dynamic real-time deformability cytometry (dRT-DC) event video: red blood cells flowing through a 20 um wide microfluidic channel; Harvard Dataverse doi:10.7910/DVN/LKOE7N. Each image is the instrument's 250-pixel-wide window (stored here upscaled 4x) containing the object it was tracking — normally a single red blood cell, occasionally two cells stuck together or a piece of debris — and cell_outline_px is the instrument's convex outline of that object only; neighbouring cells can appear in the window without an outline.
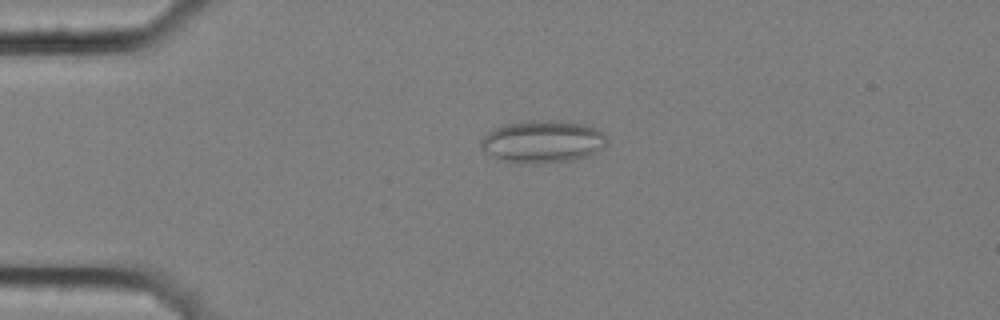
{"species": "common noctule bat (a hibernating species)", "species_latin": "Nyctalus noctula", "temperature_condition": "cold", "stored_images_in_passage": 57, "camera_frame_rate_fps": 3000, "um_per_image_px": 0.085, "animal": {"sex": "female", "body_mass_g": 25.1}, "frame": {"image": 1, "passage_image": 14, "time_ms": 4.333, "image_size_px": [1000, 320], "cell_outline_px": [[608, 144], [604, 148], [588, 156], [572, 160], [540, 164], [520, 164], [504, 160], [480, 148], [480, 140], [492, 128], [500, 124], [528, 120], [568, 120], [584, 124], [596, 128], [604, 132], [608, 136]], "centroid_in_image_um": [46.17, 12.01], "position_along_channel_um": 38.8, "area_um2": 31.96}}
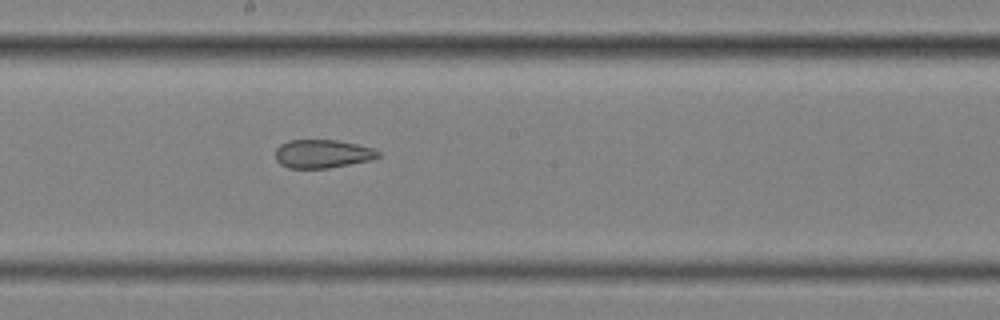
{"frame": {"image": 2, "passage_image": 32, "time_ms": 10.333, "image_size_px": [1000, 320], "cell_outline_px": [[380, 156], [372, 160], [328, 168], [288, 168], [280, 164], [276, 160], [276, 148], [280, 144], [288, 140], [336, 140], [356, 144], [372, 148], [380, 152]], "centroid_in_image_um": [27.4, 13.07], "position_along_channel_um": 220.8, "area_um2": 17.05}}
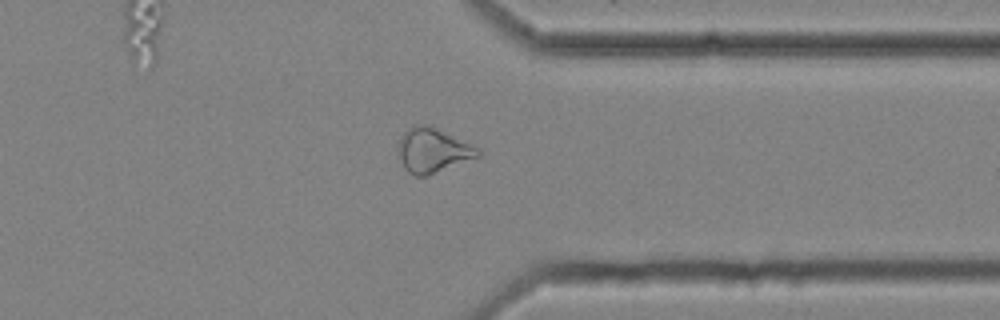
{"frame": {"image": 3, "passage_image": 45, "time_ms": 14.667, "image_size_px": [1000, 320], "cell_outline_px": [[480, 156], [424, 176], [416, 176], [408, 172], [404, 168], [400, 160], [396, 148], [396, 144], [400, 136], [412, 124], [432, 124], [480, 148]], "centroid_in_image_um": [36.75, 12.72], "position_along_channel_um": 374.7, "area_um2": 21.1}, "authors_computed_cell_mechanics": {"area_um2": 23.12, "velocity_mm_per_s": 3.5868, "shape_relaxation_time_tau1_ms": null, "shape_relaxation_time_tau2_ms": 3.0049, "deformation_change_tau1": null, "deformation_change_tau2": 0.1134}}